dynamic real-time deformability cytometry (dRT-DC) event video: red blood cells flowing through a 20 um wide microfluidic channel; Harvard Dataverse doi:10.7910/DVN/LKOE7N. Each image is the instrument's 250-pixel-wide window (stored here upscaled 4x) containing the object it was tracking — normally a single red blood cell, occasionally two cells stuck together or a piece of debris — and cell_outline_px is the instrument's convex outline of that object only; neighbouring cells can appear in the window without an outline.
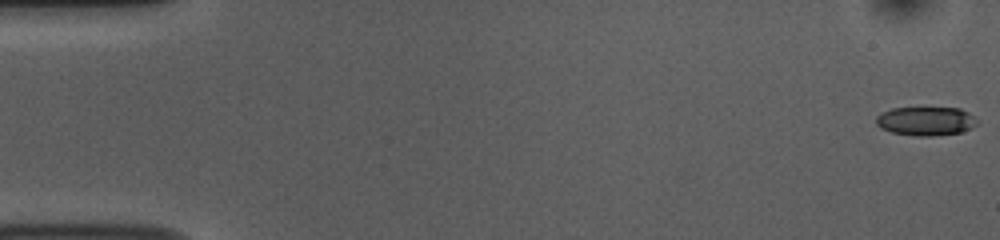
{"species": "common noctule bat (a hibernating species)", "species_latin": "Nyctalus noctula", "temperature_condition": "room temperature", "stored_images_in_passage": 54, "camera_frame_rate_fps": 3000, "um_per_image_px": 0.085, "animal": {"sex": "female", "body_mass_g": 10.0, "forearm_length_mm": 53.1}, "frame": {"image": 1, "passage_image": 1, "time_ms": 0.0, "image_size_px": [1000, 240], "cell_outline_px": [[980, 124], [972, 128], [960, 132], [932, 136], [916, 136], [892, 132], [880, 128], [876, 124], [876, 116], [880, 112], [892, 108], [960, 108], [968, 112]], "centroid_in_image_um": [78.68, 10.29], "position_along_channel_um": 6.3, "area_um2": 17.05}}
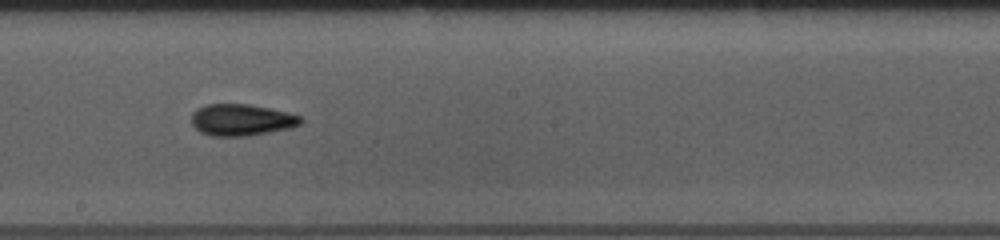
{"frame": {"image": 2, "passage_image": 30, "time_ms": 9.667, "image_size_px": [1000, 240], "cell_outline_px": [[304, 120], [300, 124], [292, 128], [248, 136], [212, 136], [200, 132], [192, 124], [192, 112], [196, 108], [208, 104], [248, 104], [288, 112], [300, 116]], "centroid_in_image_um": [20.53, 10.19], "position_along_channel_um": 227.7, "area_um2": 20.23}}
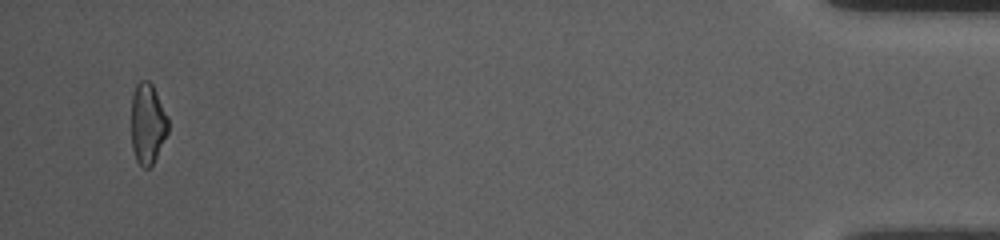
{"frame": {"image": 3, "passage_image": 52, "time_ms": 17.0, "image_size_px": [1000, 240], "cell_outline_px": [[168, 132], [152, 164], [148, 168], [144, 168], [136, 160], [132, 148], [132, 96], [136, 84], [140, 80], [148, 80], [152, 84], [168, 116]], "centroid_in_image_um": [12.54, 10.49], "position_along_channel_um": 422.7, "area_um2": 17.17}, "authors_computed_cell_mechanics": {"area_um2": 18.6405, "velocity_mm_per_s": 3.7613, "shape_relaxation_time_tau1_ms": 4.8028, "shape_relaxation_time_tau2_ms": 2.392, "deformation_change_tau1": 0.1559, "deformation_change_tau2": 0.097}}